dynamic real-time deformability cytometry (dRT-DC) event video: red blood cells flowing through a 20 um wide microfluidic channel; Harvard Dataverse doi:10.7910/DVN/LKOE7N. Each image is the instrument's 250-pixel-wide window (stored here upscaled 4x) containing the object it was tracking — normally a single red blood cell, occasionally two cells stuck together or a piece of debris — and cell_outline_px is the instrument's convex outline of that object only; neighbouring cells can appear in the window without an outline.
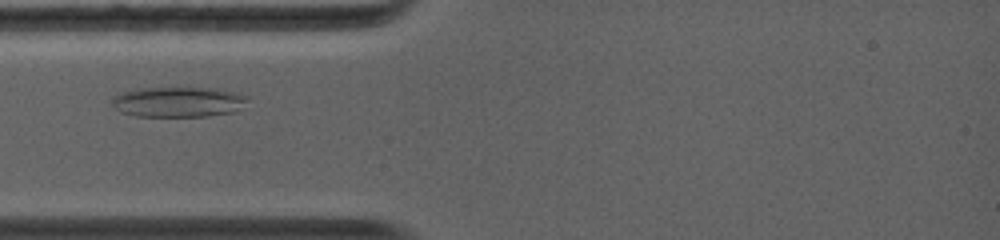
{"species": "common noctule bat (a hibernating species)", "species_latin": "Nyctalus noctula", "temperature_condition": "warm", "stored_images_in_passage": 26, "camera_frame_rate_fps": 5000, "um_per_image_px": 0.085, "animal": {"sex": "female", "body_mass_g": 19.0, "forearm_length_mm": 56.7}, "frame": {"image": 1, "passage_image": 4, "time_ms": 2.6, "image_size_px": [1000, 240], "cell_outline_px": [[248, 100], [232, 112], [208, 116], [136, 116], [120, 112], [112, 104], [112, 96], [124, 92], [140, 88], [216, 88], [236, 92], [248, 96]], "centroid_in_image_um": [15.13, 8.66], "position_along_channel_um": 69.9, "area_um2": 23.76}}
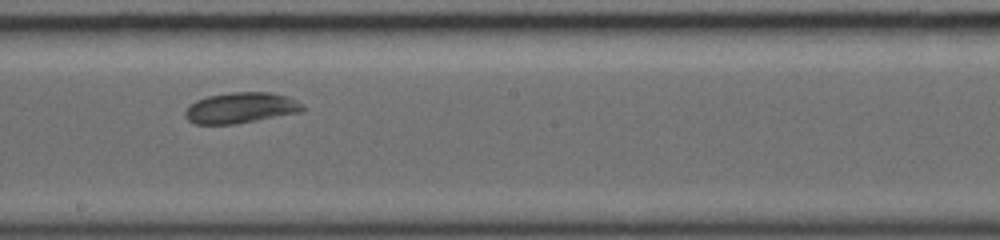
{"frame": {"image": 2, "passage_image": 14, "time_ms": 6.4, "image_size_px": [1000, 240], "cell_outline_px": [[304, 108], [300, 112], [236, 124], [196, 124], [188, 120], [184, 116], [184, 112], [196, 100], [208, 96], [232, 92], [268, 92], [288, 96], [304, 104]], "centroid_in_image_um": [20.48, 9.17], "position_along_channel_um": 227.7, "area_um2": 20.98}}
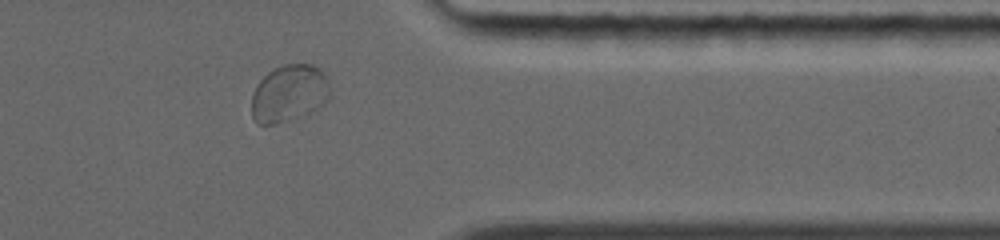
{"frame": {"image": 3, "passage_image": 23, "time_ms": 10.4, "image_size_px": [1000, 240], "cell_outline_px": [[328, 100], [324, 104], [312, 112], [276, 124], [256, 124], [252, 116], [252, 92], [256, 84], [268, 72], [284, 64], [312, 64], [320, 68], [328, 80]], "centroid_in_image_um": [24.55, 7.94], "position_along_channel_um": 386.8, "area_um2": 26.18}, "authors_computed_cell_mechanics": {"area_um2": 21.3282, "velocity_mm_per_s": 4.1545, "shape_relaxation_time_tau1_ms": 3.4581, "shape_relaxation_time_tau2_ms": 5.2768, "deformation_change_tau1": 0.0703, "deformation_change_tau2": 0.0876}}